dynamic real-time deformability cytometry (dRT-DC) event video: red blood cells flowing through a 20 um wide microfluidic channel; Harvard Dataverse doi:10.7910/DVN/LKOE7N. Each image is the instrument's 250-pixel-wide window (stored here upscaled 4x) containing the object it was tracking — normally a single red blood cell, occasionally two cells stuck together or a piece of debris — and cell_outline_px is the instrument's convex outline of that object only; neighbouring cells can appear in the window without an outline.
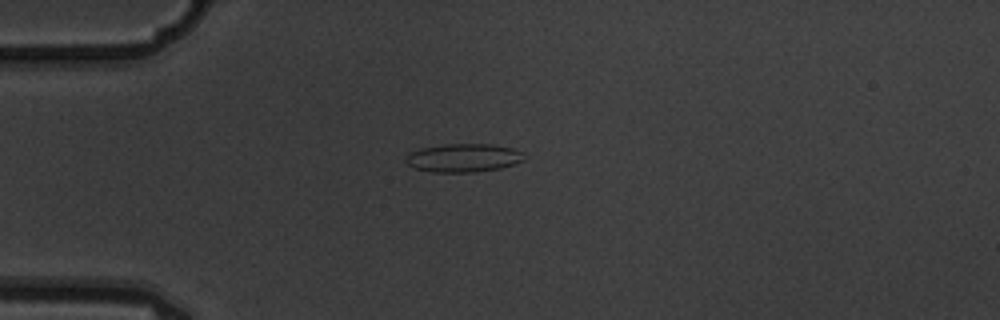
{"species": "common noctule bat (a hibernating species)", "species_latin": "Nyctalus noctula", "temperature_condition": "warm", "stored_images_in_passage": 7, "camera_frame_rate_fps": 3000, "um_per_image_px": 0.085, "animal": {"sex": "male", "body_mass_g": 19.5, "forearm_length_mm": 54.6}, "frame": {"image": 1, "passage_image": 5, "time_ms": 1.333, "image_size_px": [1000, 320], "cell_outline_px": [[524, 160], [516, 164], [500, 168], [476, 172], [432, 172], [416, 168], [408, 164], [404, 160], [408, 152], [420, 148], [444, 144], [492, 144], [512, 148], [520, 152]], "centroid_in_image_um": [39.35, 13.41], "position_along_channel_um": 45.6, "area_um2": 19.59}}
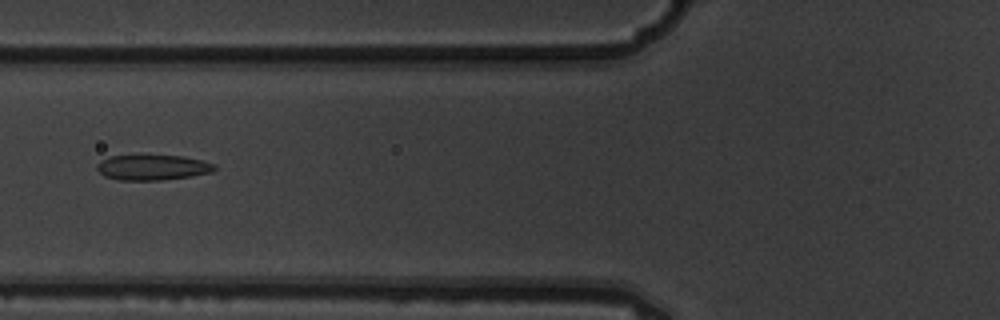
{"frame": {"image": 2, "passage_image": 7, "time_ms": 2.0, "image_size_px": [1000, 320], "cell_outline_px": [[216, 168], [212, 172], [192, 176], [160, 180], [120, 180], [104, 176], [96, 168], [96, 164], [100, 160], [112, 156], [140, 152], [184, 156], [204, 160], [216, 164]], "centroid_in_image_um": [12.96, 14.17], "position_along_channel_um": 112.8, "area_um2": 18.38}}